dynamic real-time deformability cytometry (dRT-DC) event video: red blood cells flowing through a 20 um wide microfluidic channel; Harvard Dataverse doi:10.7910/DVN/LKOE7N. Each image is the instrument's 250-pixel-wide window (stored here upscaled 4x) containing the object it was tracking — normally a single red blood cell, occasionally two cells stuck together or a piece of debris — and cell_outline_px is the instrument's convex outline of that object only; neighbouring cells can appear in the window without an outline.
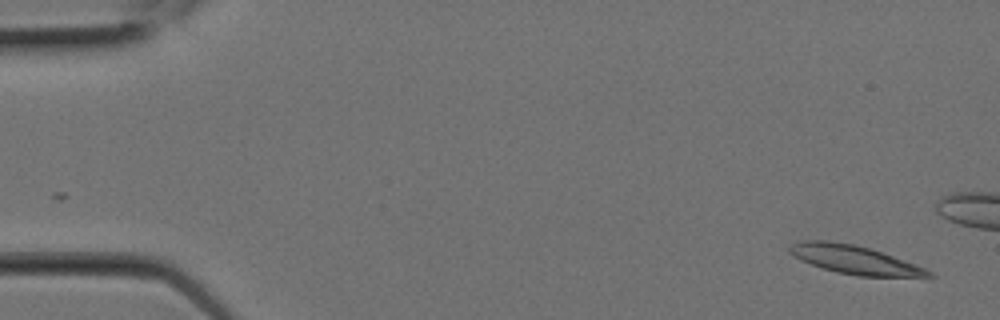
{"species": "Egyptian fruit bat (a non-hibernating species)", "species_latin": "Rousettus aegyptiacus", "temperature_condition": "room temperature", "stored_images_in_passage": 8, "segment_of_instrument_passage": [1, 2], "camera_frame_rate_fps": 3000, "um_per_image_px": 0.085, "animal": {"sex": "female"}, "frame": {"image": 1, "passage_image": 1, "time_ms": 0.0, "image_size_px": [1000, 320], "cell_outline_px": [[936, 276], [860, 276], [836, 272], [800, 260], [788, 252], [788, 248], [792, 244], [800, 240], [828, 240], [856, 244], [916, 264], [932, 272]], "centroid_in_image_um": [72.58, 22.05], "position_along_channel_um": 12.4, "area_um2": 22.83}}
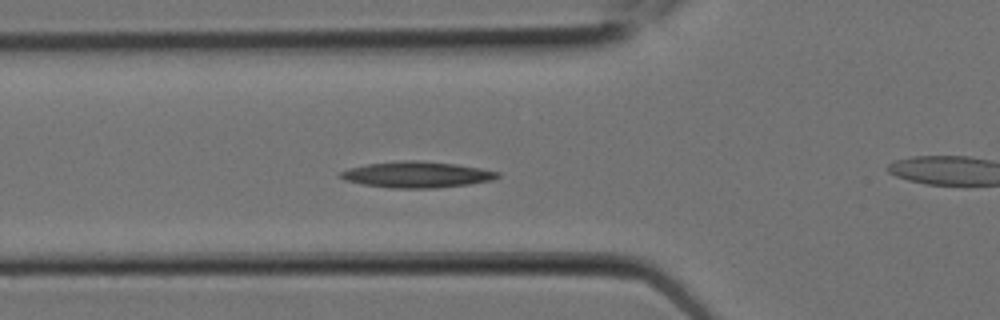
{"frame": {"image": 2, "passage_image": 7, "time_ms": 2.0, "image_size_px": [1000, 320], "cell_outline_px": [[500, 176], [492, 180], [468, 184], [436, 188], [392, 188], [364, 184], [344, 180], [336, 176], [340, 172], [348, 168], [368, 164], [404, 160], [420, 160], [456, 164], [480, 168], [500, 172]], "centroid_in_image_um": [35.41, 14.84], "position_along_channel_um": 90.4, "area_um2": 23.87}}